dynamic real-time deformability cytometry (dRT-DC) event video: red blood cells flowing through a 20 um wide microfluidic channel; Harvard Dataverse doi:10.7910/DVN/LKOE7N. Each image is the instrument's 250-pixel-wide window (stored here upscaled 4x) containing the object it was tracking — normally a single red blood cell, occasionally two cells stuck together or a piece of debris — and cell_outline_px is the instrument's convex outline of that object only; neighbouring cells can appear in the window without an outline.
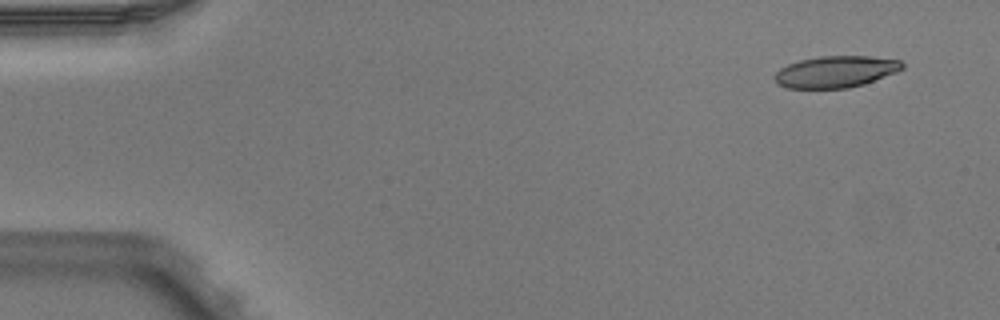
{"species": "Egyptian fruit bat (a non-hibernating species)", "species_latin": "Rousettus aegyptiacus", "temperature_condition": "warm", "stored_images_in_passage": 4, "camera_frame_rate_fps": 3000, "um_per_image_px": 0.085, "animal": {"sex": "male"}, "frame": {"image": 1, "passage_image": 1, "time_ms": 0.0, "image_size_px": [1000, 320], "cell_outline_px": [[904, 68], [896, 72], [864, 84], [848, 88], [788, 88], [776, 84], [772, 76], [780, 68], [788, 64], [800, 60], [820, 56], [868, 56], [900, 60], [904, 64]], "centroid_in_image_um": [71.0, 6.1], "position_along_channel_um": 14.0, "area_um2": 23.58}}
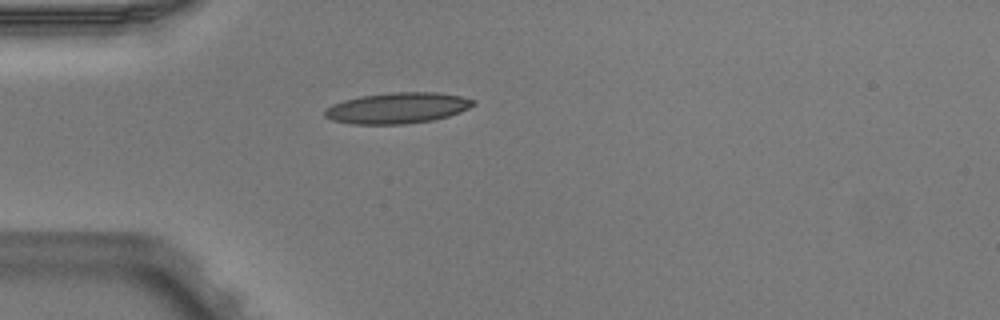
{"frame": {"image": 2, "passage_image": 4, "time_ms": 1.0, "image_size_px": [1000, 320], "cell_outline_px": [[476, 104], [460, 112], [448, 116], [432, 120], [404, 124], [352, 124], [332, 120], [324, 116], [324, 108], [332, 104], [344, 100], [360, 96], [392, 92], [436, 92], [460, 96], [476, 100]], "centroid_in_image_um": [33.76, 9.18], "position_along_channel_um": 51.2, "area_um2": 26.82}}